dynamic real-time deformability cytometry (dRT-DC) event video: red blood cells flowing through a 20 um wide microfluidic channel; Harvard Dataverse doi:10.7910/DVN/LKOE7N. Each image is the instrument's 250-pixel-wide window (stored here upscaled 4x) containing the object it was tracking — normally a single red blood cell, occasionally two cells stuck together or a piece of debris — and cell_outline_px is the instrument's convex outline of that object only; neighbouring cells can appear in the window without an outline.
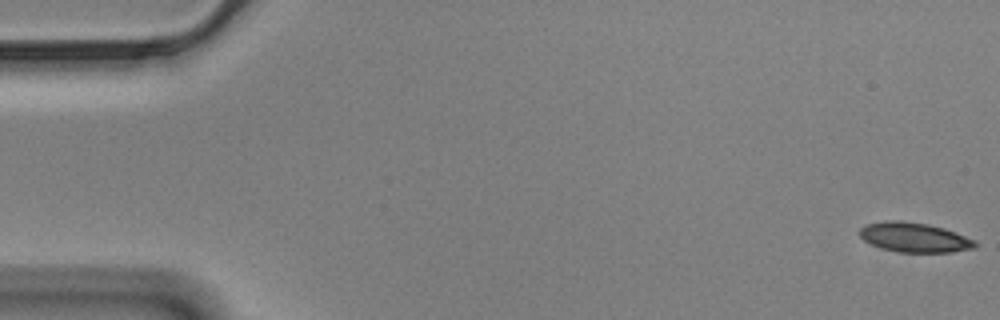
{"species": "Egyptian fruit bat (a non-hibernating species)", "species_latin": "Rousettus aegyptiacus", "temperature_condition": "cold", "stored_images_in_passage": 57, "camera_frame_rate_fps": 3000, "um_per_image_px": 0.085, "animal": {"sex": "male"}, "frame": {"image": 1, "passage_image": 1, "time_ms": 0.0, "image_size_px": [1000, 320], "cell_outline_px": [[976, 248], [952, 252], [896, 252], [880, 248], [864, 240], [856, 232], [864, 224], [884, 220], [900, 220], [928, 224], [944, 228], [976, 240]], "centroid_in_image_um": [77.68, 20.17], "position_along_channel_um": 7.3, "area_um2": 20.23}}
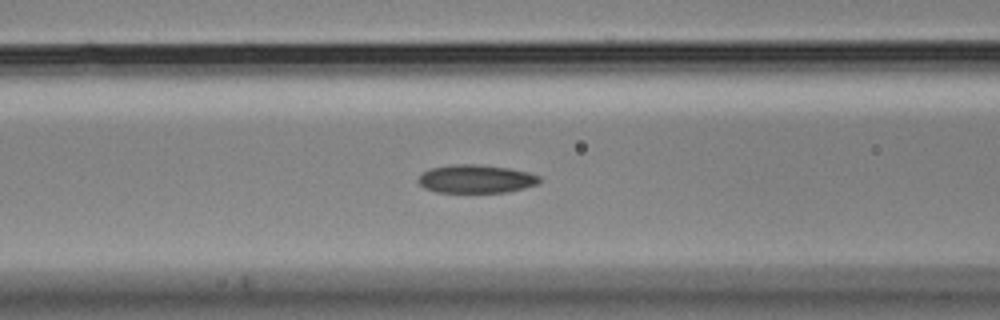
{"frame": {"image": 2, "passage_image": 23, "time_ms": 7.333, "image_size_px": [1000, 320], "cell_outline_px": [[540, 184], [508, 192], [436, 192], [424, 188], [416, 180], [420, 172], [432, 168], [452, 164], [476, 164], [508, 168], [528, 172], [540, 176]], "centroid_in_image_um": [40.44, 15.21], "position_along_channel_um": 126.2, "area_um2": 20.17}}
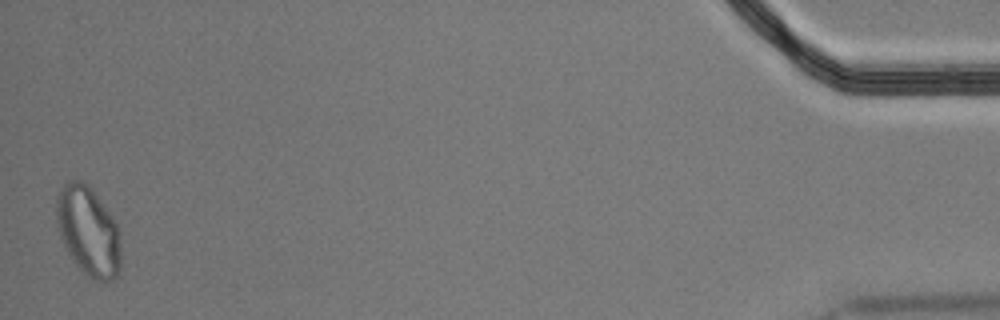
{"frame": {"image": 3, "passage_image": 57, "time_ms": 18.667, "image_size_px": [1000, 320], "cell_outline_px": [[120, 272], [112, 280], [96, 280], [88, 276], [76, 264], [68, 252], [60, 236], [56, 224], [56, 196], [60, 188], [68, 180], [80, 180], [88, 184], [92, 188], [116, 224], [120, 240]], "centroid_in_image_um": [7.48, 19.62], "position_along_channel_um": 427.7, "area_um2": 33.35}, "authors_computed_cell_mechanics": {"area_um2": 20.519, "velocity_mm_per_s": 3.4641, "shape_relaxation_time_tau1_ms": null, "shape_relaxation_time_tau2_ms": 5.5946, "deformation_change_tau1": null, "deformation_change_tau2": 0.0965}}